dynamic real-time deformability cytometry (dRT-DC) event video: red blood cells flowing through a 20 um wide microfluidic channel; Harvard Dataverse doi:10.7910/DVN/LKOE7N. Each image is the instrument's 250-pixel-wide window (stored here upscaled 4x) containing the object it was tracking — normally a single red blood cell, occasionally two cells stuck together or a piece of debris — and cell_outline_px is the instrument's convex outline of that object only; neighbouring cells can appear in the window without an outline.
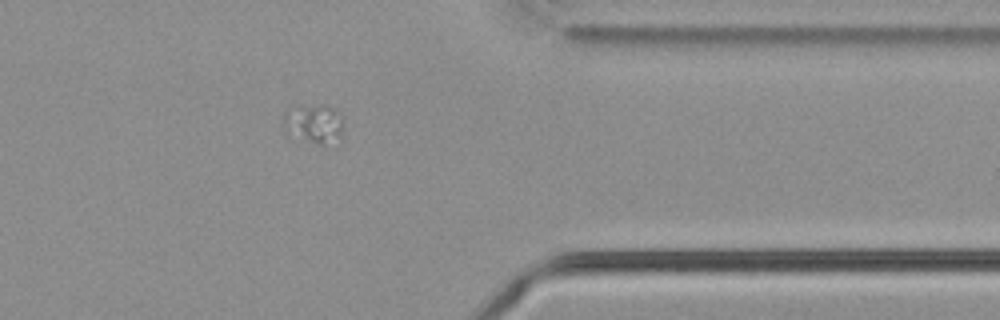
{"species": "common noctule bat (a hibernating species)", "species_latin": "Nyctalus noctula", "temperature_condition": "cold", "stored_images_in_passage": 38, "camera_frame_rate_fps": 3000, "um_per_image_px": 0.085, "animal": {"sex": "male", "body_mass_g": 21.5, "forearm_length_mm": 52.0}, "frame": {"image": 1, "passage_image": 27, "time_ms": 8.667, "image_size_px": [1000, 320], "cell_outline_px": [[344, 124], [340, 132], [320, 144], [284, 128], [284, 112], [300, 108], [324, 104], [336, 108], [344, 116]], "centroid_in_image_um": [26.76, 10.39], "position_along_channel_um": 384.6, "area_um2": 12.25}}
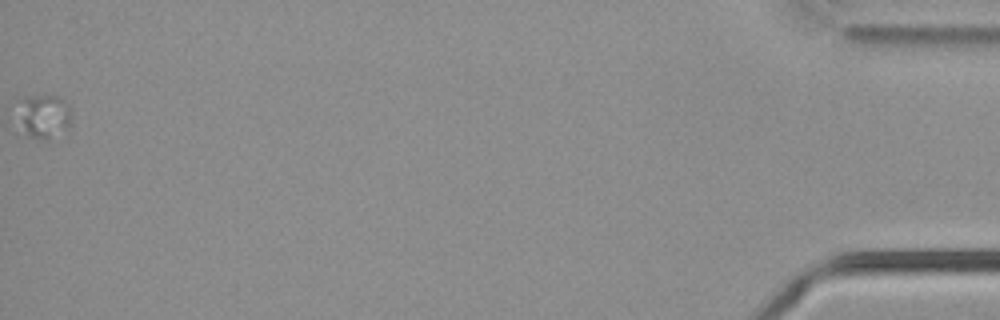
{"frame": {"image": 2, "passage_image": 38, "time_ms": 12.333, "image_size_px": [1000, 320], "cell_outline_px": [[72, 124], [68, 128], [40, 140], [28, 136], [16, 108], [16, 104], [20, 100], [28, 96], [60, 96], [64, 100], [68, 108]], "centroid_in_image_um": [3.71, 9.83], "position_along_channel_um": 431.5, "area_um2": 13.29}}